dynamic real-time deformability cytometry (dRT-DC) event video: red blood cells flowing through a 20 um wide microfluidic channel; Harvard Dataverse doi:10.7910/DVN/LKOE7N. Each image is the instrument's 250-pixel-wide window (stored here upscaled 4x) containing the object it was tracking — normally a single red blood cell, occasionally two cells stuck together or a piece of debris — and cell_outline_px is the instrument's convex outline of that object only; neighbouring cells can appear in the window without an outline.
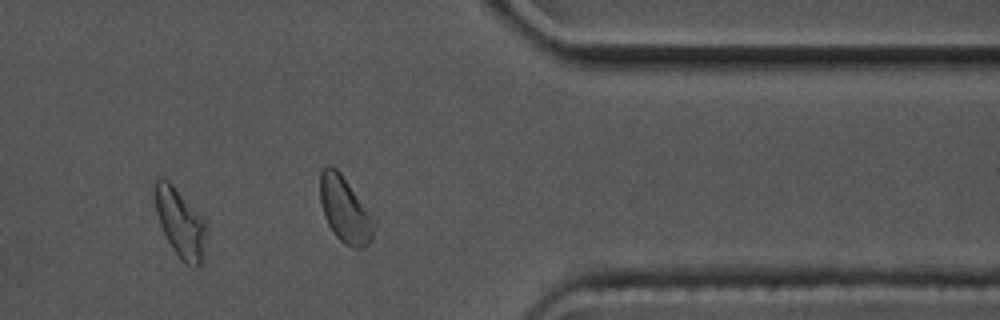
{"species": "common noctule bat (a hibernating species)", "species_latin": "Nyctalus noctula", "temperature_condition": "cold", "stored_images_in_passage": 14, "camera_frame_rate_fps": 3000, "um_per_image_px": 0.085, "animal": {"sex": "male", "body_mass_g": 17.5, "forearm_length_mm": 52.3}, "frame": {"image": 1, "passage_image": 12, "time_ms": 3.667, "image_size_px": [1000, 320], "cell_outline_px": [[204, 232], [200, 264], [188, 264], [180, 260], [172, 248], [160, 224], [156, 212], [152, 192], [156, 180], [160, 176], [168, 180], [172, 184], [204, 224]], "centroid_in_image_um": [15.18, 18.88], "position_along_channel_um": 396.2, "area_um2": 19.25}}